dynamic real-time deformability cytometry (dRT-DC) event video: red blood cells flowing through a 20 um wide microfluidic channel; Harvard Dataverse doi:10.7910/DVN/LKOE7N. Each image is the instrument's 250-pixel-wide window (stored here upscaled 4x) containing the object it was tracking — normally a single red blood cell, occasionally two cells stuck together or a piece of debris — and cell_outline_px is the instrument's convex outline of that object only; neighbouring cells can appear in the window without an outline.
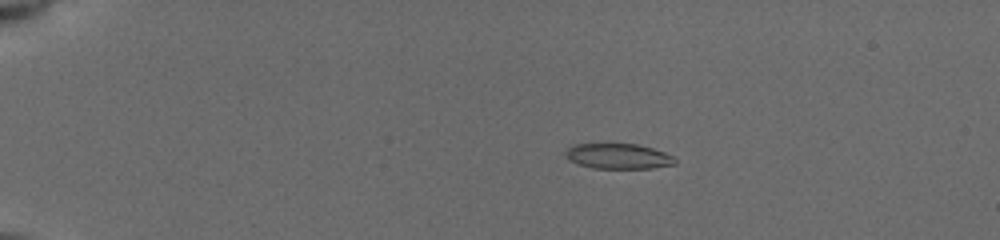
{"species": "common noctule bat (a hibernating species)", "species_latin": "Nyctalus noctula", "temperature_condition": "cold", "stored_images_in_passage": 56, "camera_frame_rate_fps": 3000, "um_per_image_px": 0.085, "animal": {"sex": "female", "body_mass_g": 19.5, "forearm_length_mm": 54.1}, "frame": {"image": 1, "passage_image": 11, "time_ms": 2.667, "image_size_px": [1000, 240], "cell_outline_px": [[676, 164], [652, 168], [592, 168], [568, 160], [564, 156], [564, 152], [572, 144], [636, 144], [652, 148], [664, 152], [672, 156], [676, 160]], "centroid_in_image_um": [52.52, 13.28], "position_along_channel_um": 32.5, "area_um2": 16.13}}
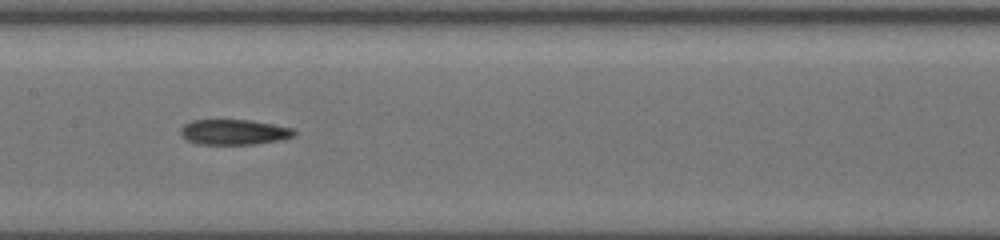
{"frame": {"image": 2, "passage_image": 31, "time_ms": 8.667, "image_size_px": [1000, 240], "cell_outline_px": [[296, 136], [280, 140], [256, 144], [196, 144], [188, 140], [180, 132], [180, 128], [184, 124], [192, 120], [248, 120], [272, 124], [292, 128], [296, 132]], "centroid_in_image_um": [19.9, 11.23], "position_along_channel_um": 187.5, "area_um2": 16.7}}
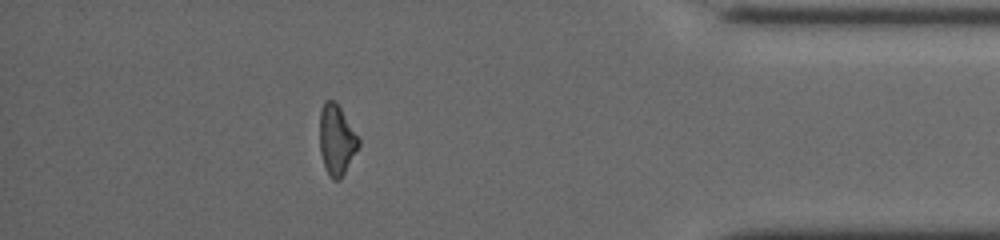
{"frame": {"image": 3, "passage_image": 49, "time_ms": 15.0, "image_size_px": [1000, 240], "cell_outline_px": [[360, 144], [340, 180], [332, 180], [328, 176], [320, 152], [320, 112], [324, 100], [332, 100], [340, 108], [360, 140]], "centroid_in_image_um": [28.59, 11.91], "position_along_channel_um": 406.6, "area_um2": 15.66}, "authors_computed_cell_mechanics": {"area_um2": 16.9932, "velocity_mm_per_s": 3.9484, "shape_relaxation_time_tau1_ms": null, "shape_relaxation_time_tau2_ms": 3.6211, "deformation_change_tau1": null, "deformation_change_tau2": 0.113}}